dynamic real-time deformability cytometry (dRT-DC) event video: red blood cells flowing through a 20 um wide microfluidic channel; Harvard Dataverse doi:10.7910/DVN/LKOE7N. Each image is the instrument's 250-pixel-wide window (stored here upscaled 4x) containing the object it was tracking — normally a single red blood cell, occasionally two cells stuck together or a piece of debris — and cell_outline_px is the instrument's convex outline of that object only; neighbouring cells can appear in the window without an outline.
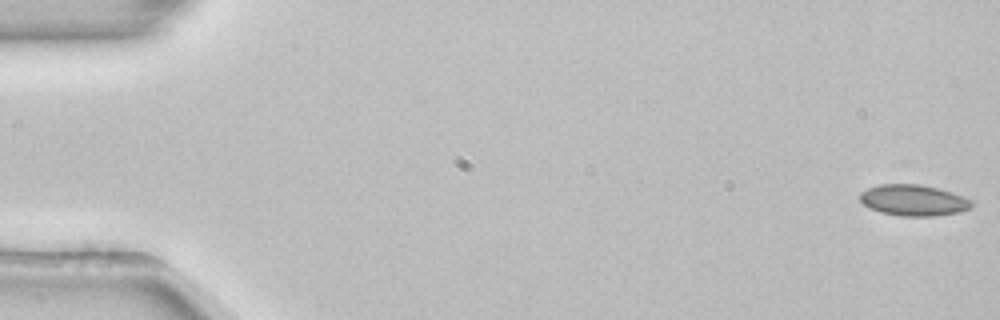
{"species": "common noctule bat (a hibernating species)", "species_latin": "Nyctalus noctula", "temperature_condition": "room temperature", "stored_images_in_passage": 53, "camera_frame_rate_fps": 3000, "um_per_image_px": 0.085, "animal": {"sex": "female", "body_mass_g": 22.7, "forearm_length_mm": 54.2}, "frame": {"image": 1, "passage_image": 1, "time_ms": 0.0, "image_size_px": [1000, 320], "cell_outline_px": [[972, 204], [968, 208], [960, 212], [932, 216], [900, 216], [880, 212], [864, 204], [860, 200], [860, 192], [868, 188], [880, 184], [920, 184], [952, 192], [972, 200]], "centroid_in_image_um": [77.63, 17.02], "position_along_channel_um": 7.4, "area_um2": 20.06}}
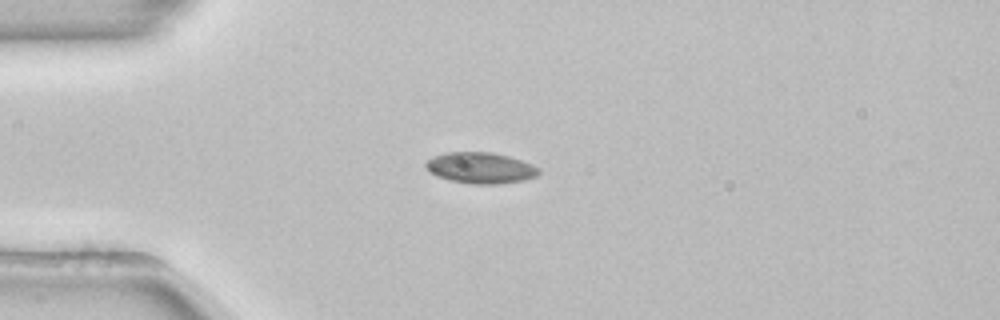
{"frame": {"image": 2, "passage_image": 14, "time_ms": 4.333, "image_size_px": [1000, 320], "cell_outline_px": [[540, 172], [536, 176], [524, 180], [500, 184], [472, 184], [448, 180], [436, 176], [424, 164], [432, 156], [448, 152], [492, 152], [508, 156], [532, 164], [540, 168]], "centroid_in_image_um": [40.86, 14.27], "position_along_channel_um": 44.1, "area_um2": 20.46}}
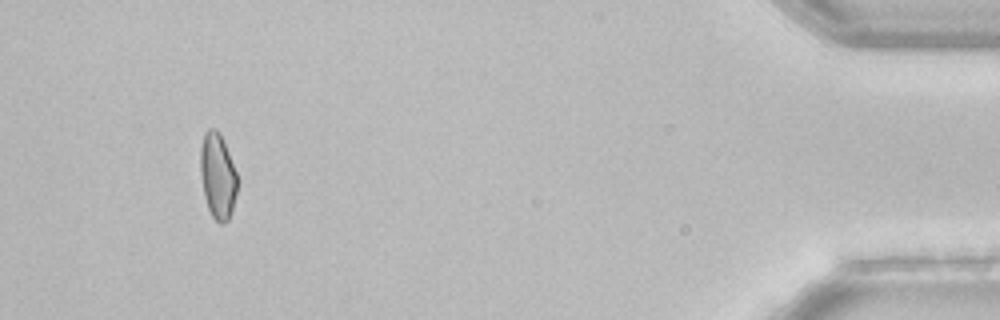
{"frame": {"image": 3, "passage_image": 50, "time_ms": 16.333, "image_size_px": [1000, 320], "cell_outline_px": [[240, 180], [232, 212], [228, 220], [224, 224], [220, 224], [212, 216], [208, 208], [204, 196], [200, 176], [200, 148], [204, 132], [208, 128], [216, 128], [220, 132]], "centroid_in_image_um": [18.52, 14.95], "position_along_channel_um": 416.7, "area_um2": 19.02}, "authors_computed_cell_mechanics": {"area_um2": 19.5364, "velocity_mm_per_s": 3.8777, "shape_relaxation_time_tau1_ms": null, "shape_relaxation_time_tau2_ms": 2.5152, "deformation_change_tau1": null, "deformation_change_tau2": 0.0764}}